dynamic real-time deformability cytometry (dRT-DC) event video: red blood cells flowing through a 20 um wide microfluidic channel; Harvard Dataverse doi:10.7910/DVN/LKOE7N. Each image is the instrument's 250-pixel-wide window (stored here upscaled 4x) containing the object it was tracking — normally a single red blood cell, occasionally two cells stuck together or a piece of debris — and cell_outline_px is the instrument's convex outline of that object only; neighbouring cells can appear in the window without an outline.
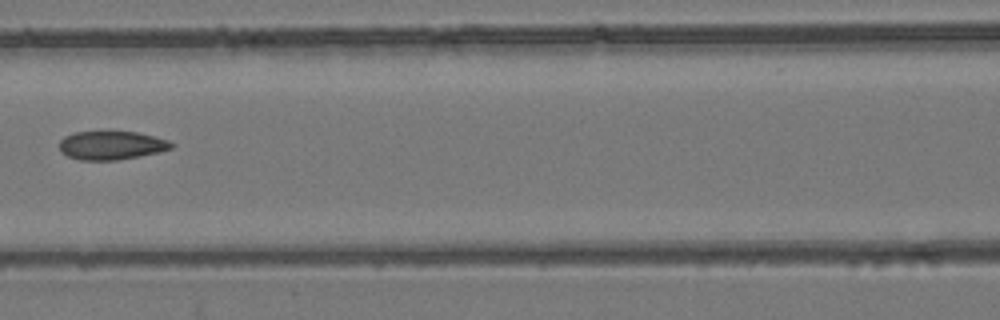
{"species": "common noctule bat (a hibernating species)", "species_latin": "Nyctalus noctula", "temperature_condition": "room temperature", "stored_images_in_passage": 5, "camera_frame_rate_fps": 3000, "um_per_image_px": 0.085, "animal": {"sex": "female", "body_mass_g": 24.6, "forearm_length_mm": 56.2}, "frame": {"image": 1, "passage_image": 5, "time_ms": 1.333, "image_size_px": [1000, 320], "cell_outline_px": [[176, 144], [172, 148], [160, 152], [140, 156], [116, 160], [80, 160], [68, 156], [60, 152], [60, 140], [64, 136], [76, 132], [104, 128], [136, 132], [156, 136], [168, 140]], "centroid_in_image_um": [9.48, 12.3], "position_along_channel_um": 157.1, "area_um2": 19.59}}